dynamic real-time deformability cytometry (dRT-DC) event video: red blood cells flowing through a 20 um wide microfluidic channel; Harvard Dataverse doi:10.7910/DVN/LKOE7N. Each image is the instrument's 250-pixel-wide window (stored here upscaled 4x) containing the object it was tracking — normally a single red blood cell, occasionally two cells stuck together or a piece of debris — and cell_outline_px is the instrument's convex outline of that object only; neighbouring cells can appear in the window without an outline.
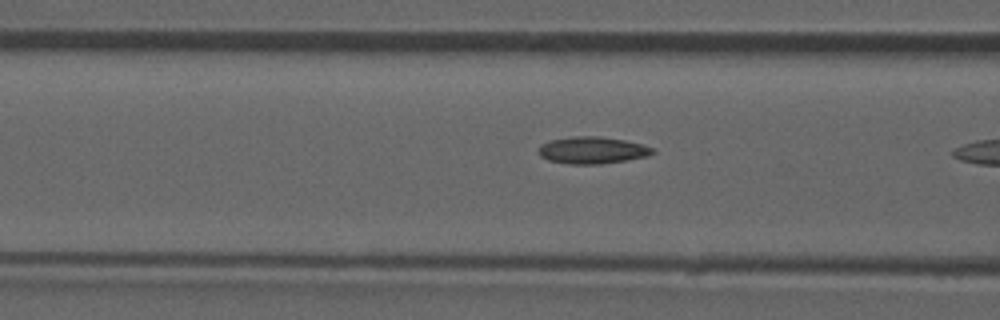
{"species": "common noctule bat (a hibernating species)", "species_latin": "Nyctalus noctula", "temperature_condition": "room temperature", "stored_images_in_passage": 10, "camera_frame_rate_fps": 3000, "um_per_image_px": 0.085, "animal": {"sex": "male", "forearm_length_mm": 52.5}, "frame": {"image": 1, "passage_image": 9, "time_ms": 2.667, "image_size_px": [1000, 320], "cell_outline_px": [[656, 152], [648, 156], [600, 164], [568, 164], [548, 160], [540, 156], [540, 144], [552, 140], [572, 136], [600, 136], [624, 140], [644, 144], [652, 148]], "centroid_in_image_um": [50.36, 12.76], "position_along_channel_um": 116.2, "area_um2": 17.86}}